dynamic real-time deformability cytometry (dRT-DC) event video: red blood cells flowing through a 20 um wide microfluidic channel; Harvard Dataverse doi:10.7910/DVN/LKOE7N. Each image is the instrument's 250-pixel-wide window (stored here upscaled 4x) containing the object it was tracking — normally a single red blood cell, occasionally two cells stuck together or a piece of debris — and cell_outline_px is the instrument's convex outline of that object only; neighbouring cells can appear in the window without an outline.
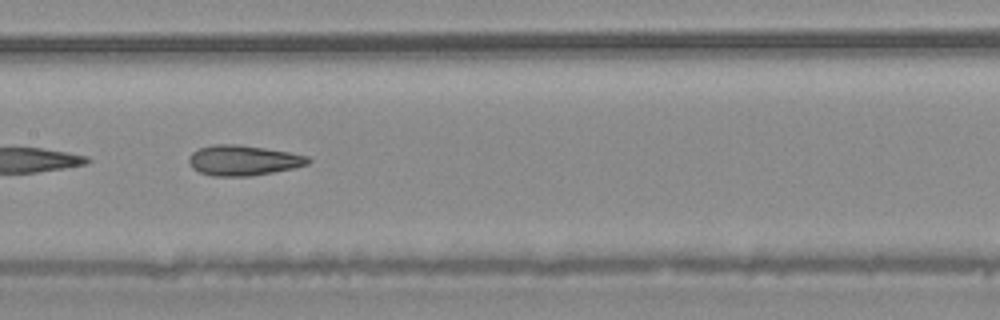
{"species": "common noctule bat (a hibernating species)", "species_latin": "Nyctalus noctula", "temperature_condition": "warm", "stored_images_in_passage": 32, "camera_frame_rate_fps": 3000, "um_per_image_px": 0.085, "animal": {"sex": "male", "body_mass_g": 20.4}, "frame": {"image": 1, "passage_image": 10, "time_ms": 3.0, "image_size_px": [1000, 320], "cell_outline_px": [[312, 160], [308, 164], [292, 168], [252, 176], [212, 176], [200, 172], [192, 168], [188, 164], [188, 156], [192, 152], [200, 148], [212, 144], [236, 144], [264, 148], [288, 152], [308, 156]], "centroid_in_image_um": [20.63, 13.63], "position_along_channel_um": 186.8, "area_um2": 21.04}, "authors_computed_cell_mechanics": {"area_um2": 20.9814, "velocity_mm_per_s": 4.1226, "shape_relaxation_time_tau1_ms": null, "shape_relaxation_time_tau2_ms": 2.7929, "deformation_change_tau1": null, "deformation_change_tau2": 0.1231}}